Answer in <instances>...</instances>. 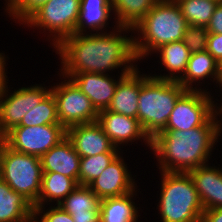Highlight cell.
Segmentation results:
<instances>
[{
	"mask_svg": "<svg viewBox=\"0 0 222 222\" xmlns=\"http://www.w3.org/2000/svg\"><path fill=\"white\" fill-rule=\"evenodd\" d=\"M66 137L80 157L120 153L98 122L72 126L66 129Z\"/></svg>",
	"mask_w": 222,
	"mask_h": 222,
	"instance_id": "12",
	"label": "cell"
},
{
	"mask_svg": "<svg viewBox=\"0 0 222 222\" xmlns=\"http://www.w3.org/2000/svg\"><path fill=\"white\" fill-rule=\"evenodd\" d=\"M64 81L51 88L60 124L68 129L76 125L97 122L99 112L91 100L71 79Z\"/></svg>",
	"mask_w": 222,
	"mask_h": 222,
	"instance_id": "8",
	"label": "cell"
},
{
	"mask_svg": "<svg viewBox=\"0 0 222 222\" xmlns=\"http://www.w3.org/2000/svg\"><path fill=\"white\" fill-rule=\"evenodd\" d=\"M187 25L175 0H159L133 28V31H140L138 35L143 38H134L137 60L154 53L163 44L183 40Z\"/></svg>",
	"mask_w": 222,
	"mask_h": 222,
	"instance_id": "3",
	"label": "cell"
},
{
	"mask_svg": "<svg viewBox=\"0 0 222 222\" xmlns=\"http://www.w3.org/2000/svg\"><path fill=\"white\" fill-rule=\"evenodd\" d=\"M186 91L178 81L142 75L137 119L150 140L165 129L177 100Z\"/></svg>",
	"mask_w": 222,
	"mask_h": 222,
	"instance_id": "4",
	"label": "cell"
},
{
	"mask_svg": "<svg viewBox=\"0 0 222 222\" xmlns=\"http://www.w3.org/2000/svg\"><path fill=\"white\" fill-rule=\"evenodd\" d=\"M6 59H5V56L2 55V53H0V90L2 88H4L6 86V73H5V66H6V63H5Z\"/></svg>",
	"mask_w": 222,
	"mask_h": 222,
	"instance_id": "36",
	"label": "cell"
},
{
	"mask_svg": "<svg viewBox=\"0 0 222 222\" xmlns=\"http://www.w3.org/2000/svg\"><path fill=\"white\" fill-rule=\"evenodd\" d=\"M3 142V136L0 134V144Z\"/></svg>",
	"mask_w": 222,
	"mask_h": 222,
	"instance_id": "42",
	"label": "cell"
},
{
	"mask_svg": "<svg viewBox=\"0 0 222 222\" xmlns=\"http://www.w3.org/2000/svg\"><path fill=\"white\" fill-rule=\"evenodd\" d=\"M33 205L0 178V222H27Z\"/></svg>",
	"mask_w": 222,
	"mask_h": 222,
	"instance_id": "22",
	"label": "cell"
},
{
	"mask_svg": "<svg viewBox=\"0 0 222 222\" xmlns=\"http://www.w3.org/2000/svg\"><path fill=\"white\" fill-rule=\"evenodd\" d=\"M211 1H213V2H216V3H222V0H211Z\"/></svg>",
	"mask_w": 222,
	"mask_h": 222,
	"instance_id": "41",
	"label": "cell"
},
{
	"mask_svg": "<svg viewBox=\"0 0 222 222\" xmlns=\"http://www.w3.org/2000/svg\"><path fill=\"white\" fill-rule=\"evenodd\" d=\"M80 2L81 0H49L34 11L23 23H27L30 27L44 28V30L50 31L51 36L54 33L52 40L56 47L63 39L75 33Z\"/></svg>",
	"mask_w": 222,
	"mask_h": 222,
	"instance_id": "7",
	"label": "cell"
},
{
	"mask_svg": "<svg viewBox=\"0 0 222 222\" xmlns=\"http://www.w3.org/2000/svg\"><path fill=\"white\" fill-rule=\"evenodd\" d=\"M127 73H121L116 81L108 74L77 73L70 79L91 100L92 105L99 112L107 109L113 99L118 81Z\"/></svg>",
	"mask_w": 222,
	"mask_h": 222,
	"instance_id": "15",
	"label": "cell"
},
{
	"mask_svg": "<svg viewBox=\"0 0 222 222\" xmlns=\"http://www.w3.org/2000/svg\"><path fill=\"white\" fill-rule=\"evenodd\" d=\"M221 104H222V103H221ZM217 110H219V112L217 111V113L221 115V114H222V105H221V107H220L219 109H217Z\"/></svg>",
	"mask_w": 222,
	"mask_h": 222,
	"instance_id": "40",
	"label": "cell"
},
{
	"mask_svg": "<svg viewBox=\"0 0 222 222\" xmlns=\"http://www.w3.org/2000/svg\"><path fill=\"white\" fill-rule=\"evenodd\" d=\"M155 52L157 54L160 53L162 65L171 73L169 72V75L164 76L152 75V77L162 80L178 81L181 76H183L191 56V52L184 45L183 40L163 44L157 48ZM175 73L180 74L176 75Z\"/></svg>",
	"mask_w": 222,
	"mask_h": 222,
	"instance_id": "24",
	"label": "cell"
},
{
	"mask_svg": "<svg viewBox=\"0 0 222 222\" xmlns=\"http://www.w3.org/2000/svg\"><path fill=\"white\" fill-rule=\"evenodd\" d=\"M40 157L19 153L0 144V178L15 192L37 207L42 186Z\"/></svg>",
	"mask_w": 222,
	"mask_h": 222,
	"instance_id": "6",
	"label": "cell"
},
{
	"mask_svg": "<svg viewBox=\"0 0 222 222\" xmlns=\"http://www.w3.org/2000/svg\"><path fill=\"white\" fill-rule=\"evenodd\" d=\"M38 216H36L35 214H33L29 219H28V221L27 222H41L40 220L39 221H36L37 219H39V218H37Z\"/></svg>",
	"mask_w": 222,
	"mask_h": 222,
	"instance_id": "37",
	"label": "cell"
},
{
	"mask_svg": "<svg viewBox=\"0 0 222 222\" xmlns=\"http://www.w3.org/2000/svg\"><path fill=\"white\" fill-rule=\"evenodd\" d=\"M138 73L136 67L118 81L113 99L106 110L137 119L138 97L142 86V75Z\"/></svg>",
	"mask_w": 222,
	"mask_h": 222,
	"instance_id": "19",
	"label": "cell"
},
{
	"mask_svg": "<svg viewBox=\"0 0 222 222\" xmlns=\"http://www.w3.org/2000/svg\"><path fill=\"white\" fill-rule=\"evenodd\" d=\"M7 88L6 85L0 90V134L2 136L18 126L23 117L51 92L50 88L36 84L32 87L19 88L9 96Z\"/></svg>",
	"mask_w": 222,
	"mask_h": 222,
	"instance_id": "11",
	"label": "cell"
},
{
	"mask_svg": "<svg viewBox=\"0 0 222 222\" xmlns=\"http://www.w3.org/2000/svg\"><path fill=\"white\" fill-rule=\"evenodd\" d=\"M200 90H187L177 100L163 131H187L202 126L217 112L213 97Z\"/></svg>",
	"mask_w": 222,
	"mask_h": 222,
	"instance_id": "9",
	"label": "cell"
},
{
	"mask_svg": "<svg viewBox=\"0 0 222 222\" xmlns=\"http://www.w3.org/2000/svg\"><path fill=\"white\" fill-rule=\"evenodd\" d=\"M111 1L110 0H81L79 18L74 34H83L86 28L91 29L96 33L107 25V21L111 16Z\"/></svg>",
	"mask_w": 222,
	"mask_h": 222,
	"instance_id": "23",
	"label": "cell"
},
{
	"mask_svg": "<svg viewBox=\"0 0 222 222\" xmlns=\"http://www.w3.org/2000/svg\"><path fill=\"white\" fill-rule=\"evenodd\" d=\"M219 73V62L207 50L191 53L186 70L178 82L187 90H197L196 87H192L193 82L211 77L218 83Z\"/></svg>",
	"mask_w": 222,
	"mask_h": 222,
	"instance_id": "20",
	"label": "cell"
},
{
	"mask_svg": "<svg viewBox=\"0 0 222 222\" xmlns=\"http://www.w3.org/2000/svg\"><path fill=\"white\" fill-rule=\"evenodd\" d=\"M201 222H222V208L204 210Z\"/></svg>",
	"mask_w": 222,
	"mask_h": 222,
	"instance_id": "35",
	"label": "cell"
},
{
	"mask_svg": "<svg viewBox=\"0 0 222 222\" xmlns=\"http://www.w3.org/2000/svg\"><path fill=\"white\" fill-rule=\"evenodd\" d=\"M117 26L134 28L159 0H110Z\"/></svg>",
	"mask_w": 222,
	"mask_h": 222,
	"instance_id": "26",
	"label": "cell"
},
{
	"mask_svg": "<svg viewBox=\"0 0 222 222\" xmlns=\"http://www.w3.org/2000/svg\"><path fill=\"white\" fill-rule=\"evenodd\" d=\"M66 138L63 125L13 127L3 136V142L12 150L41 157Z\"/></svg>",
	"mask_w": 222,
	"mask_h": 222,
	"instance_id": "10",
	"label": "cell"
},
{
	"mask_svg": "<svg viewBox=\"0 0 222 222\" xmlns=\"http://www.w3.org/2000/svg\"><path fill=\"white\" fill-rule=\"evenodd\" d=\"M188 24L207 27L218 3L211 0H175Z\"/></svg>",
	"mask_w": 222,
	"mask_h": 222,
	"instance_id": "28",
	"label": "cell"
},
{
	"mask_svg": "<svg viewBox=\"0 0 222 222\" xmlns=\"http://www.w3.org/2000/svg\"><path fill=\"white\" fill-rule=\"evenodd\" d=\"M134 192L102 199L100 201V222H137L138 208L131 199Z\"/></svg>",
	"mask_w": 222,
	"mask_h": 222,
	"instance_id": "25",
	"label": "cell"
},
{
	"mask_svg": "<svg viewBox=\"0 0 222 222\" xmlns=\"http://www.w3.org/2000/svg\"><path fill=\"white\" fill-rule=\"evenodd\" d=\"M120 153H101L95 156L81 157L79 185L88 186L108 167Z\"/></svg>",
	"mask_w": 222,
	"mask_h": 222,
	"instance_id": "29",
	"label": "cell"
},
{
	"mask_svg": "<svg viewBox=\"0 0 222 222\" xmlns=\"http://www.w3.org/2000/svg\"><path fill=\"white\" fill-rule=\"evenodd\" d=\"M97 122L116 148L122 143L142 138L148 146H151V140L144 133L138 119L104 109L99 111Z\"/></svg>",
	"mask_w": 222,
	"mask_h": 222,
	"instance_id": "14",
	"label": "cell"
},
{
	"mask_svg": "<svg viewBox=\"0 0 222 222\" xmlns=\"http://www.w3.org/2000/svg\"><path fill=\"white\" fill-rule=\"evenodd\" d=\"M203 205V209L222 208V168L208 164L188 172Z\"/></svg>",
	"mask_w": 222,
	"mask_h": 222,
	"instance_id": "16",
	"label": "cell"
},
{
	"mask_svg": "<svg viewBox=\"0 0 222 222\" xmlns=\"http://www.w3.org/2000/svg\"><path fill=\"white\" fill-rule=\"evenodd\" d=\"M216 112L204 125L193 129L161 131L149 147L156 154L161 172H182L207 164L222 124Z\"/></svg>",
	"mask_w": 222,
	"mask_h": 222,
	"instance_id": "2",
	"label": "cell"
},
{
	"mask_svg": "<svg viewBox=\"0 0 222 222\" xmlns=\"http://www.w3.org/2000/svg\"><path fill=\"white\" fill-rule=\"evenodd\" d=\"M77 186L78 184L72 178L65 175L43 172L41 192L37 200V207H34V214L42 215L43 208L48 201H57L56 204L59 205Z\"/></svg>",
	"mask_w": 222,
	"mask_h": 222,
	"instance_id": "21",
	"label": "cell"
},
{
	"mask_svg": "<svg viewBox=\"0 0 222 222\" xmlns=\"http://www.w3.org/2000/svg\"><path fill=\"white\" fill-rule=\"evenodd\" d=\"M40 218L41 222H74L73 217L58 205L44 211Z\"/></svg>",
	"mask_w": 222,
	"mask_h": 222,
	"instance_id": "32",
	"label": "cell"
},
{
	"mask_svg": "<svg viewBox=\"0 0 222 222\" xmlns=\"http://www.w3.org/2000/svg\"><path fill=\"white\" fill-rule=\"evenodd\" d=\"M100 201L86 185H78L58 206L68 212L74 222H100Z\"/></svg>",
	"mask_w": 222,
	"mask_h": 222,
	"instance_id": "18",
	"label": "cell"
},
{
	"mask_svg": "<svg viewBox=\"0 0 222 222\" xmlns=\"http://www.w3.org/2000/svg\"><path fill=\"white\" fill-rule=\"evenodd\" d=\"M15 0H7V5H6V8L8 7V6H10L13 2H14Z\"/></svg>",
	"mask_w": 222,
	"mask_h": 222,
	"instance_id": "39",
	"label": "cell"
},
{
	"mask_svg": "<svg viewBox=\"0 0 222 222\" xmlns=\"http://www.w3.org/2000/svg\"><path fill=\"white\" fill-rule=\"evenodd\" d=\"M128 171L124 159L118 155L88 187L101 200L131 193L137 186Z\"/></svg>",
	"mask_w": 222,
	"mask_h": 222,
	"instance_id": "13",
	"label": "cell"
},
{
	"mask_svg": "<svg viewBox=\"0 0 222 222\" xmlns=\"http://www.w3.org/2000/svg\"><path fill=\"white\" fill-rule=\"evenodd\" d=\"M209 34H222V3H219L206 27Z\"/></svg>",
	"mask_w": 222,
	"mask_h": 222,
	"instance_id": "34",
	"label": "cell"
},
{
	"mask_svg": "<svg viewBox=\"0 0 222 222\" xmlns=\"http://www.w3.org/2000/svg\"><path fill=\"white\" fill-rule=\"evenodd\" d=\"M80 158L66 137L40 157L42 172L65 175L79 185Z\"/></svg>",
	"mask_w": 222,
	"mask_h": 222,
	"instance_id": "17",
	"label": "cell"
},
{
	"mask_svg": "<svg viewBox=\"0 0 222 222\" xmlns=\"http://www.w3.org/2000/svg\"><path fill=\"white\" fill-rule=\"evenodd\" d=\"M49 0H15L6 8L12 18L24 22L34 11Z\"/></svg>",
	"mask_w": 222,
	"mask_h": 222,
	"instance_id": "31",
	"label": "cell"
},
{
	"mask_svg": "<svg viewBox=\"0 0 222 222\" xmlns=\"http://www.w3.org/2000/svg\"><path fill=\"white\" fill-rule=\"evenodd\" d=\"M116 28L117 34L115 32L90 33L91 35L83 33L73 34L63 39L54 47L61 56L62 76L70 79L74 74L84 72L108 74L109 70L122 66H124L122 73L133 71L137 66L133 65V62L137 61L134 38L121 34L124 31L126 33L129 30L132 31L133 28L123 26H116Z\"/></svg>",
	"mask_w": 222,
	"mask_h": 222,
	"instance_id": "1",
	"label": "cell"
},
{
	"mask_svg": "<svg viewBox=\"0 0 222 222\" xmlns=\"http://www.w3.org/2000/svg\"><path fill=\"white\" fill-rule=\"evenodd\" d=\"M218 84H220L222 87V68H220Z\"/></svg>",
	"mask_w": 222,
	"mask_h": 222,
	"instance_id": "38",
	"label": "cell"
},
{
	"mask_svg": "<svg viewBox=\"0 0 222 222\" xmlns=\"http://www.w3.org/2000/svg\"><path fill=\"white\" fill-rule=\"evenodd\" d=\"M209 32L205 26L188 24L183 35L184 45L191 53L202 52L207 48Z\"/></svg>",
	"mask_w": 222,
	"mask_h": 222,
	"instance_id": "30",
	"label": "cell"
},
{
	"mask_svg": "<svg viewBox=\"0 0 222 222\" xmlns=\"http://www.w3.org/2000/svg\"><path fill=\"white\" fill-rule=\"evenodd\" d=\"M206 50L219 62L222 63V34H209Z\"/></svg>",
	"mask_w": 222,
	"mask_h": 222,
	"instance_id": "33",
	"label": "cell"
},
{
	"mask_svg": "<svg viewBox=\"0 0 222 222\" xmlns=\"http://www.w3.org/2000/svg\"><path fill=\"white\" fill-rule=\"evenodd\" d=\"M159 210L162 222H201L203 205L188 173H161Z\"/></svg>",
	"mask_w": 222,
	"mask_h": 222,
	"instance_id": "5",
	"label": "cell"
},
{
	"mask_svg": "<svg viewBox=\"0 0 222 222\" xmlns=\"http://www.w3.org/2000/svg\"><path fill=\"white\" fill-rule=\"evenodd\" d=\"M61 125L58 120L56 101L50 92L36 107L30 110L15 127Z\"/></svg>",
	"mask_w": 222,
	"mask_h": 222,
	"instance_id": "27",
	"label": "cell"
}]
</instances>
